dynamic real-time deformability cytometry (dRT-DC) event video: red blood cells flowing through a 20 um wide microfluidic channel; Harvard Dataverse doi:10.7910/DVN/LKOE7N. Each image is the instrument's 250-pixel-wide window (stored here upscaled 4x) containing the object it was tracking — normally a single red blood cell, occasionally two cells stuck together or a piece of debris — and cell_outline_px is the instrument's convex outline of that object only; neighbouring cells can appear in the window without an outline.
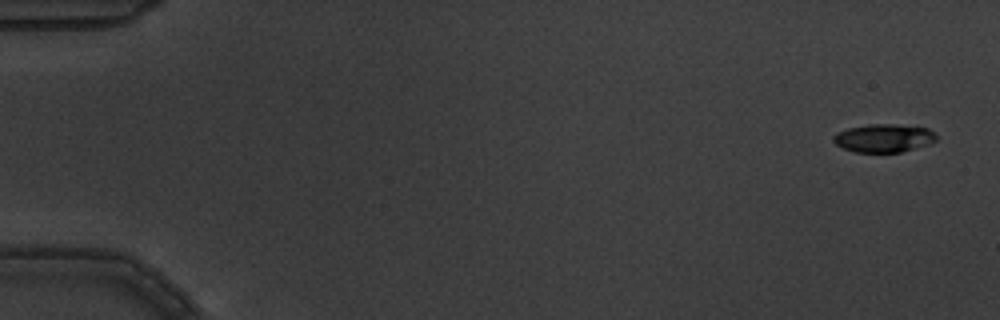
{"species": "common noctule bat (a hibernating species)", "species_latin": "Nyctalus noctula", "temperature_condition": "warm", "stored_images_in_passage": 4, "camera_frame_rate_fps": 3000, "um_per_image_px": 0.085, "animal": {"sex": "male", "body_mass_g": 19.5, "forearm_length_mm": 54.6}, "frame": {"image": 1, "passage_image": 1, "time_ms": 0.0, "image_size_px": [1000, 320], "cell_outline_px": [[936, 140], [928, 144], [916, 148], [900, 152], [856, 152], [844, 148], [836, 144], [832, 140], [832, 136], [836, 132], [848, 128], [872, 124], [892, 124], [928, 128], [936, 136]], "centroid_in_image_um": [75.09, 11.74], "position_along_channel_um": 9.9, "area_um2": 16.76}}